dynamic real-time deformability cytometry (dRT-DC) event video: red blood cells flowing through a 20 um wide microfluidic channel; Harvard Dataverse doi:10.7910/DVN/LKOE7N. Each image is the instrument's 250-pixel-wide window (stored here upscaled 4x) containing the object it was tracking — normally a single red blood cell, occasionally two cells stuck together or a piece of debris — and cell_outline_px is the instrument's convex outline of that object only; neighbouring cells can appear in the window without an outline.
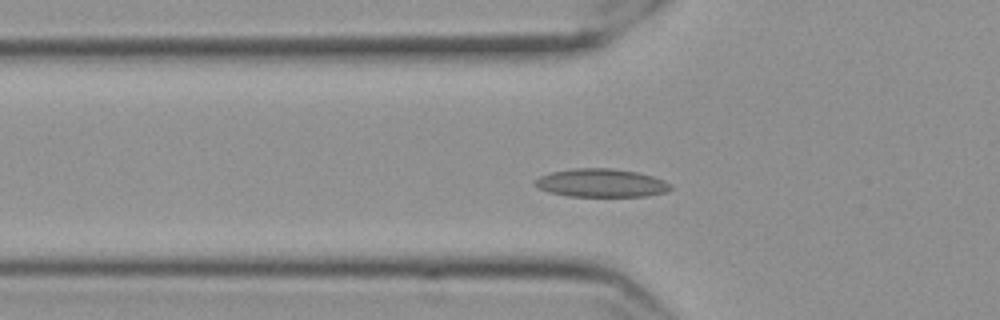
{"species": "Egyptian fruit bat (a non-hibernating species)", "species_latin": "Rousettus aegyptiacus", "temperature_condition": "cold", "stored_images_in_passage": 40, "camera_frame_rate_fps": 3000, "um_per_image_px": 0.085, "frame": {"image": 1, "passage_image": 2, "time_ms": 0.333, "image_size_px": [1000, 320], "cell_outline_px": [[672, 188], [664, 192], [648, 196], [568, 196], [548, 192], [532, 184], [532, 180], [540, 176], [552, 172], [576, 168], [608, 168], [636, 172], [652, 176], [664, 180], [672, 184]], "centroid_in_image_um": [51.08, 15.55], "position_along_channel_um": 74.7, "area_um2": 22.31}}
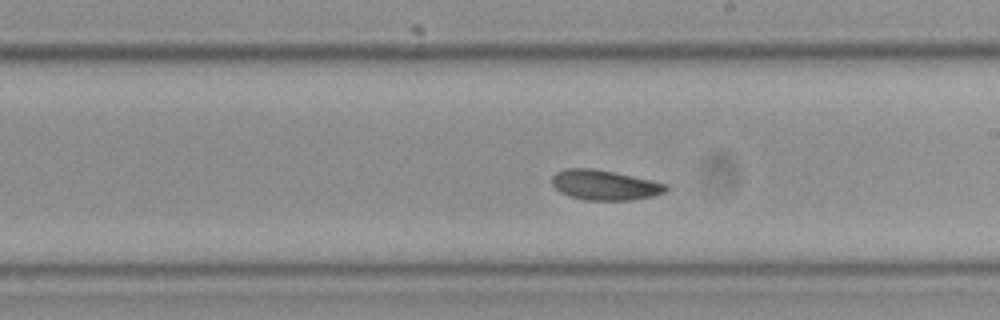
{"frame": {"image": 2, "passage_image": 16, "time_ms": 5.0, "image_size_px": [1000, 320], "cell_outline_px": [[668, 188], [664, 192], [652, 196], [632, 200], [584, 200], [568, 196], [560, 192], [552, 184], [552, 176], [556, 172], [568, 168], [592, 168], [632, 176], [668, 184]], "centroid_in_image_um": [51.37, 15.73], "position_along_channel_um": 237.6, "area_um2": 19.83}}
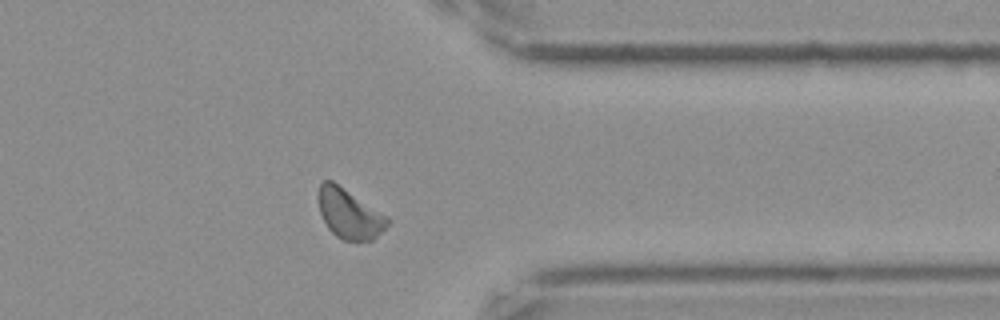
{"frame": {"image": 3, "passage_image": 29, "time_ms": 9.333, "image_size_px": [1000, 320], "cell_outline_px": [[392, 220], [372, 240], [356, 244], [344, 240], [336, 236], [328, 228], [320, 212], [316, 196], [320, 184], [324, 180], [332, 180], [388, 216]], "centroid_in_image_um": [29.68, 18.19], "position_along_channel_um": 381.7, "area_um2": 20.4}}